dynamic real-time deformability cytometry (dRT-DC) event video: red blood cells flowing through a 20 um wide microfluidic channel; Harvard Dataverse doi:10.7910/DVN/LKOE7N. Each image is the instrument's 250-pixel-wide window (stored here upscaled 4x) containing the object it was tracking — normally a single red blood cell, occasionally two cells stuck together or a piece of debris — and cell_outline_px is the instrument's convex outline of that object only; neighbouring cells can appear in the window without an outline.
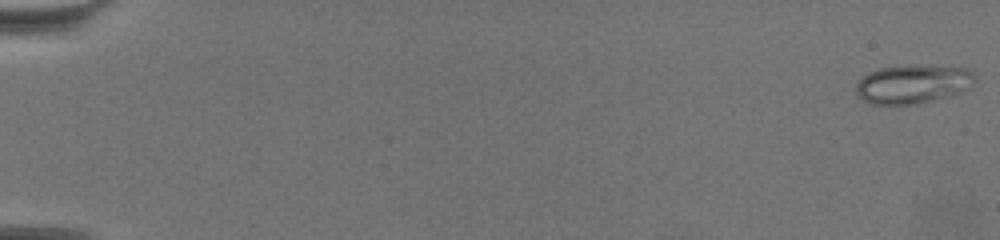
{"species": "common noctule bat (a hibernating species)", "species_latin": "Nyctalus noctula", "temperature_condition": "warm", "stored_images_in_passage": 64, "camera_frame_rate_fps": 3000, "um_per_image_px": 0.085, "animal": {"sex": "female", "body_mass_g": 19.5, "forearm_length_mm": 54.1}, "frame": {"image": 1, "passage_image": 1, "time_ms": 0.0, "image_size_px": [1000, 240], "cell_outline_px": [[972, 76], [968, 88], [960, 92], [948, 96], [932, 100], [908, 104], [872, 104], [864, 100], [856, 92], [856, 84], [864, 76], [880, 68], [964, 68], [972, 72]], "centroid_in_image_um": [77.52, 7.2], "position_along_channel_um": 7.5, "area_um2": 24.97}}
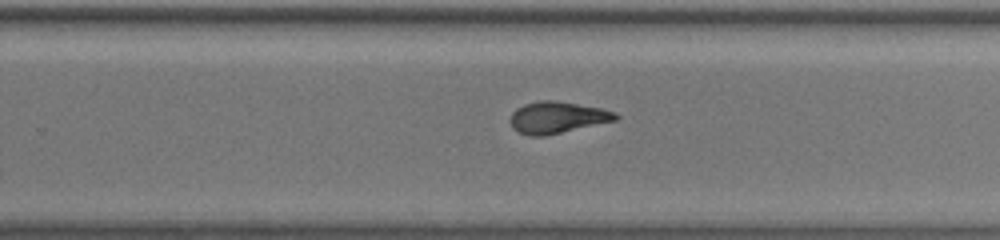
{"frame": {"image": 2, "passage_image": 43, "time_ms": 14.0, "image_size_px": [1000, 240], "cell_outline_px": [[620, 116], [616, 120], [544, 136], [528, 136], [512, 128], [508, 120], [512, 112], [516, 108], [524, 104], [540, 100], [552, 100], [600, 108], [616, 112]], "centroid_in_image_um": [47.31, 9.98], "position_along_channel_um": 282.5, "area_um2": 19.36}}
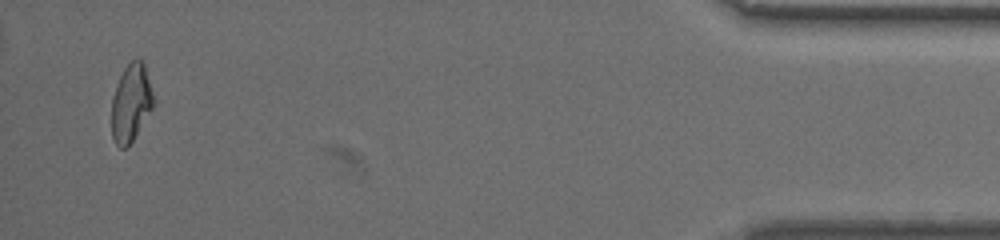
{"frame": {"image": 3, "passage_image": 62, "time_ms": 20.333, "image_size_px": [1000, 240], "cell_outline_px": [[156, 104], [128, 148], [120, 148], [116, 144], [112, 136], [112, 96], [120, 76], [124, 68], [132, 60], [140, 60], [144, 64]], "centroid_in_image_um": [11.15, 8.79], "position_along_channel_um": 424.1, "area_um2": 19.02}, "authors_computed_cell_mechanics": {"area_um2": 19.941, "velocity_mm_per_s": 3.3754, "shape_relaxation_time_tau1_ms": 9.7149, "shape_relaxation_time_tau2_ms": 2.3954, "deformation_change_tau1": 0.2268, "deformation_change_tau2": 0.0822}}